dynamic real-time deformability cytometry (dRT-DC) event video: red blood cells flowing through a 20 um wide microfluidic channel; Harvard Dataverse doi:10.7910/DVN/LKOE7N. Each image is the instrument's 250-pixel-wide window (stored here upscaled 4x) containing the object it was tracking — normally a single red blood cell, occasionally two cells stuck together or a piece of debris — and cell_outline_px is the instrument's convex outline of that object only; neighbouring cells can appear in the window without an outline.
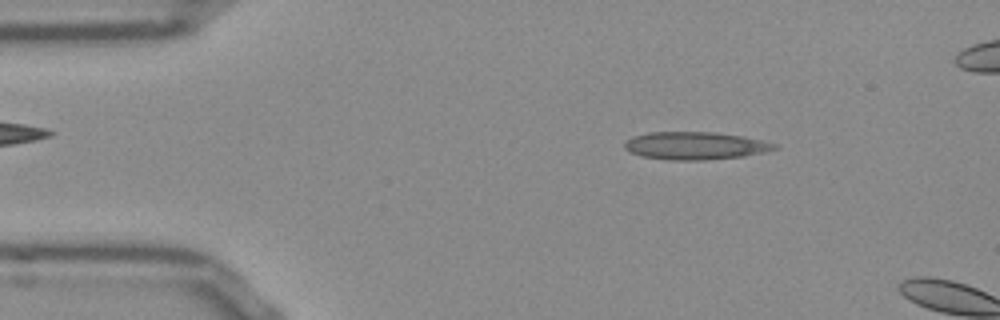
{"species": "Egyptian fruit bat (a non-hibernating species)", "species_latin": "Rousettus aegyptiacus", "temperature_condition": "room temperature", "stored_images_in_passage": 9, "camera_frame_rate_fps": 3000, "um_per_image_px": 0.085, "frame": {"image": 1, "passage_image": 6, "time_ms": 1.667, "image_size_px": [1000, 320], "cell_outline_px": [[776, 148], [768, 152], [744, 156], [704, 160], [668, 160], [640, 156], [628, 152], [624, 148], [624, 144], [632, 136], [648, 132], [716, 132], [744, 136], [764, 140], [776, 144]], "centroid_in_image_um": [59.09, 12.38], "position_along_channel_um": 25.9, "area_um2": 24.51}}